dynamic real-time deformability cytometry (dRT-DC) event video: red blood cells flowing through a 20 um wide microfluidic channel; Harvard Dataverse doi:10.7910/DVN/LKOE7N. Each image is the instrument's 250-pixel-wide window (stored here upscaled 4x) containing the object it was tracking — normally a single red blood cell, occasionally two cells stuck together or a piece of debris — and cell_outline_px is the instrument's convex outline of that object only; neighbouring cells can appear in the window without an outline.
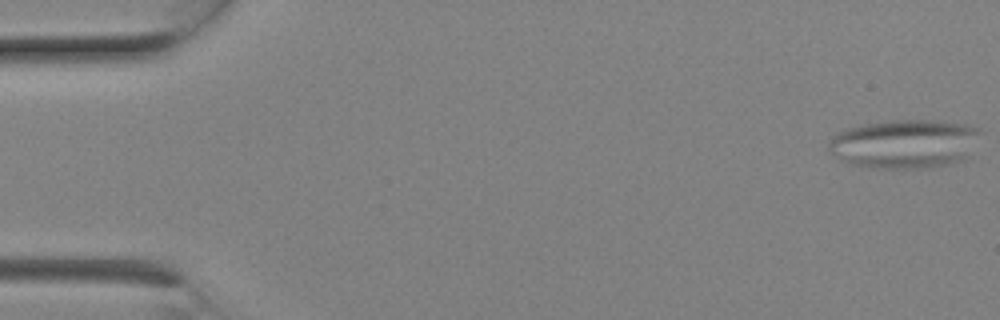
{"species": "Egyptian fruit bat (a non-hibernating species)", "species_latin": "Rousettus aegyptiacus", "temperature_condition": "room temperature", "stored_images_in_passage": 4, "camera_frame_rate_fps": 3000, "um_per_image_px": 0.085, "animal": {"sex": "female"}, "frame": {"image": 1, "passage_image": 1, "time_ms": 0.0, "image_size_px": [1000, 320], "cell_outline_px": [[980, 132], [964, 160], [952, 164], [932, 168], [876, 168], [848, 164], [832, 152], [828, 148], [828, 144], [832, 136], [836, 132], [848, 128], [864, 124], [888, 120], [940, 120], [968, 124], [980, 128]], "centroid_in_image_um": [76.89, 12.22], "position_along_channel_um": 8.1, "area_um2": 43.47}}